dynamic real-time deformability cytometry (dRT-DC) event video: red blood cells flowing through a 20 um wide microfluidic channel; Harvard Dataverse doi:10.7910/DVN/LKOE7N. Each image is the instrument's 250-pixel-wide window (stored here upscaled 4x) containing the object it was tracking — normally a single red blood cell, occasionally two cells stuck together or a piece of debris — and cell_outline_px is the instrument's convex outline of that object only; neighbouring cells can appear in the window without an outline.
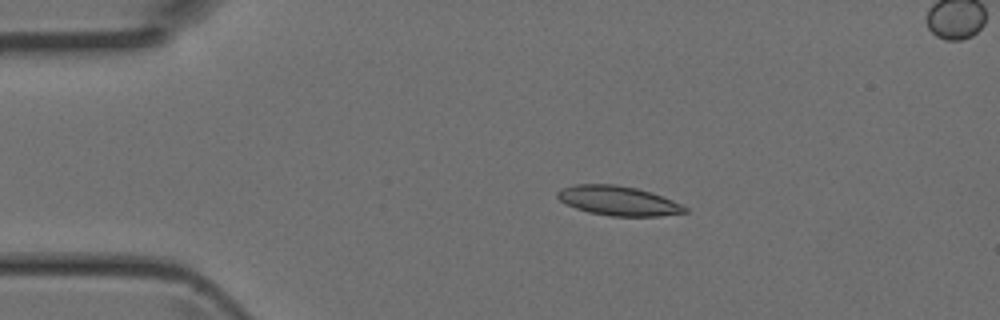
{"species": "Egyptian fruit bat (a non-hibernating species)", "species_latin": "Rousettus aegyptiacus", "temperature_condition": "room temperature", "stored_images_in_passage": 5, "camera_frame_rate_fps": 3000, "um_per_image_px": 0.085, "animal": {"sex": "female"}, "frame": {"image": 1, "passage_image": 3, "time_ms": 0.667, "image_size_px": [1000, 320], "cell_outline_px": [[688, 212], [660, 216], [612, 216], [588, 212], [576, 208], [560, 200], [556, 196], [556, 192], [560, 188], [576, 184], [616, 184], [636, 188], [652, 192], [672, 200], [688, 208]], "centroid_in_image_um": [52.55, 17.06], "position_along_channel_um": 32.5, "area_um2": 21.91}}